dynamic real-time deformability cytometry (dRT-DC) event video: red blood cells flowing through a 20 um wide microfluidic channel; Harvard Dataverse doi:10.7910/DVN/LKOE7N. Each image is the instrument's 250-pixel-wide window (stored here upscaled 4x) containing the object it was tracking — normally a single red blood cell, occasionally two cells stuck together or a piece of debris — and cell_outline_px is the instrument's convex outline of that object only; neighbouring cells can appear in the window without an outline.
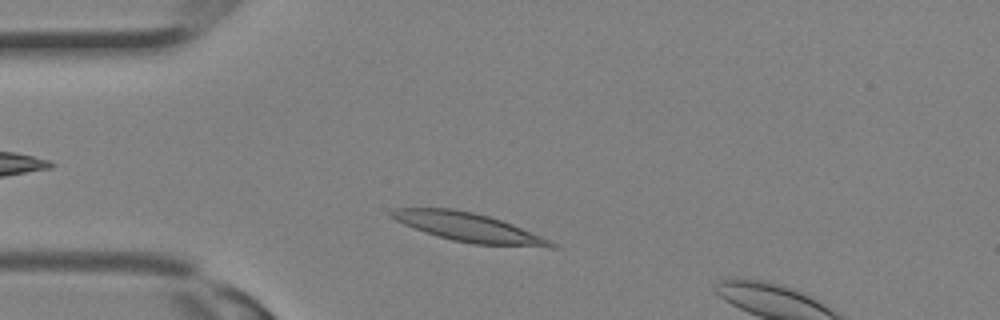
{"species": "Egyptian fruit bat (a non-hibernating species)", "species_latin": "Rousettus aegyptiacus", "temperature_condition": "room temperature", "stored_images_in_passage": 5, "camera_frame_rate_fps": 3000, "um_per_image_px": 0.085, "animal": {"sex": "female"}, "frame": {"image": 1, "passage_image": 3, "time_ms": 0.667, "image_size_px": [1000, 320], "cell_outline_px": [[560, 248], [548, 248], [472, 244], [452, 240], [436, 236], [424, 232], [404, 224], [388, 216], [388, 212], [392, 208], [452, 208], [472, 212], [488, 216], [512, 224], [540, 236], [556, 244]], "centroid_in_image_um": [39.8, 19.33], "position_along_channel_um": 45.2, "area_um2": 26.88}}